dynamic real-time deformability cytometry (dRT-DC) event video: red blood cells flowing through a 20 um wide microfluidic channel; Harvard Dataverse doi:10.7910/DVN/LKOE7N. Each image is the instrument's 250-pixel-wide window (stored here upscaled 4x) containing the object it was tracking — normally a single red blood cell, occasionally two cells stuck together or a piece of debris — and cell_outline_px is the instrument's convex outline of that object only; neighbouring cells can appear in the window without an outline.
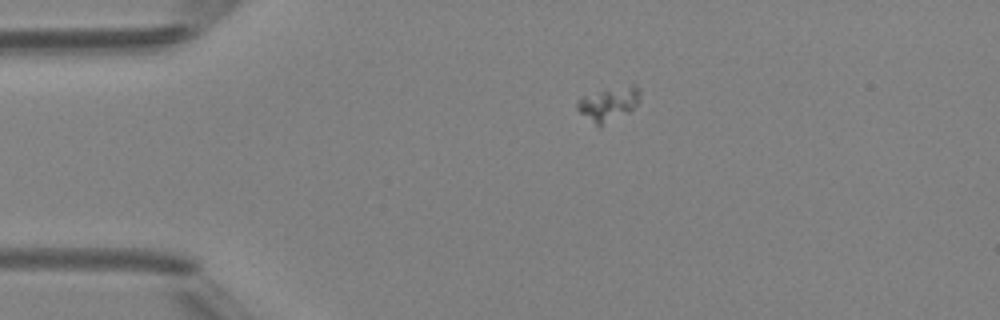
{"species": "Egyptian fruit bat (a non-hibernating species)", "species_latin": "Rousettus aegyptiacus", "temperature_condition": "room temperature", "stored_images_in_passage": 40, "camera_frame_rate_fps": 3000, "um_per_image_px": 0.085, "animal": {"sex": "female"}, "frame": {"image": 1, "passage_image": 1, "time_ms": 0.0, "image_size_px": [1000, 320], "cell_outline_px": [[640, 100], [628, 112], [600, 128], [596, 128], [576, 108], [576, 104], [580, 96], [632, 84], [636, 84], [640, 92]], "centroid_in_image_um": [51.7, 8.87], "position_along_channel_um": 33.3, "area_um2": 12.54}}